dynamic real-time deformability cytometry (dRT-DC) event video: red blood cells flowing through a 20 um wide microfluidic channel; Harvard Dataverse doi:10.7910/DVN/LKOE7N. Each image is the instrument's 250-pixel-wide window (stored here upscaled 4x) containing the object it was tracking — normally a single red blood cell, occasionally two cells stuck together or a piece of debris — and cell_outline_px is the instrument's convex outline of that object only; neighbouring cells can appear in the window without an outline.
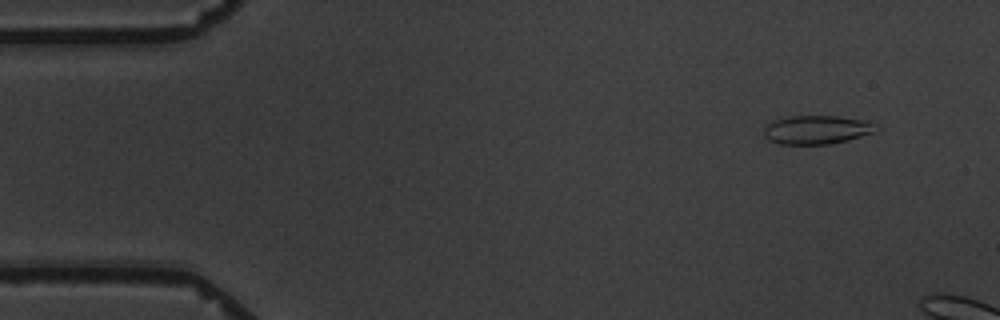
{"species": "common noctule bat (a hibernating species)", "species_latin": "Nyctalus noctula", "temperature_condition": "warm", "stored_images_in_passage": 3, "camera_frame_rate_fps": 3000, "um_per_image_px": 0.085, "animal": {"sex": "male", "body_mass_g": 19.5, "forearm_length_mm": 54.6}, "frame": {"image": 1, "passage_image": 2, "time_ms": 1.333, "image_size_px": [1000, 320], "cell_outline_px": [[880, 128], [876, 132], [848, 140], [828, 144], [780, 144], [768, 140], [764, 136], [764, 128], [768, 124], [776, 120], [788, 116], [840, 116], [864, 120]], "centroid_in_image_um": [69.43, 11.03], "position_along_channel_um": 15.6, "area_um2": 18.73}}